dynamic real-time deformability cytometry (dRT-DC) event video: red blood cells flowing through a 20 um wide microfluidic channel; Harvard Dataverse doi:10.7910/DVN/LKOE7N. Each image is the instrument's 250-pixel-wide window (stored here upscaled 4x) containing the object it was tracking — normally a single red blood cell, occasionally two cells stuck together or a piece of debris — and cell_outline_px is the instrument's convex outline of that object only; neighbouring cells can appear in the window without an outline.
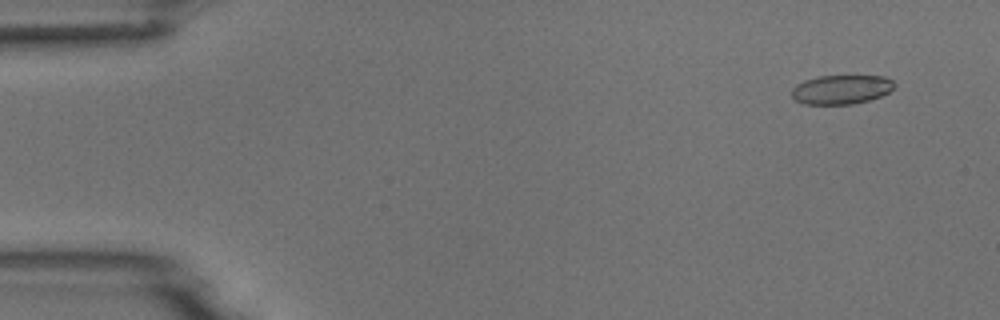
{"species": "common noctule bat (a hibernating species)", "species_latin": "Nyctalus noctula", "temperature_condition": "room temperature", "stored_images_in_passage": 4, "camera_frame_rate_fps": 3000, "um_per_image_px": 0.085, "animal": {"sex": "male", "body_mass_g": 18.8}, "frame": {"image": 1, "passage_image": 1, "time_ms": 0.0, "image_size_px": [1000, 320], "cell_outline_px": [[896, 84], [888, 92], [880, 96], [868, 100], [852, 104], [804, 104], [796, 100], [792, 96], [792, 88], [796, 84], [804, 80], [820, 76], [884, 76], [892, 80]], "centroid_in_image_um": [71.49, 7.6], "position_along_channel_um": 13.5, "area_um2": 17.34}}
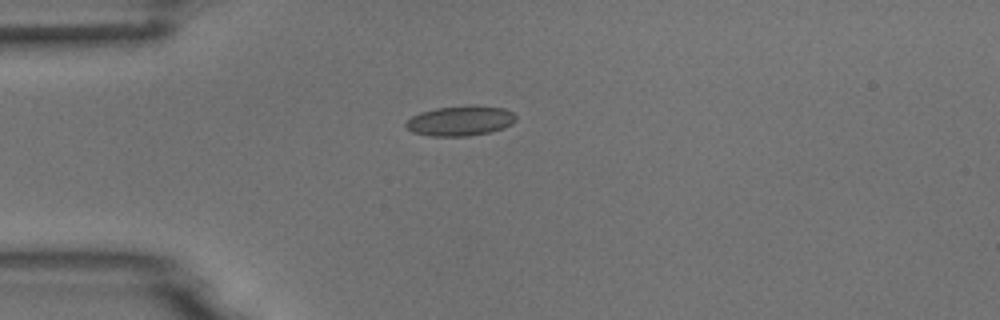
{"frame": {"image": 2, "passage_image": 4, "time_ms": 3.333, "image_size_px": [1000, 320], "cell_outline_px": [[516, 120], [512, 124], [504, 128], [492, 132], [468, 136], [428, 136], [412, 132], [404, 124], [412, 116], [420, 112], [436, 108], [472, 104], [504, 108], [512, 112], [516, 116]], "centroid_in_image_um": [39.15, 10.26], "position_along_channel_um": 45.9, "area_um2": 19.54}}